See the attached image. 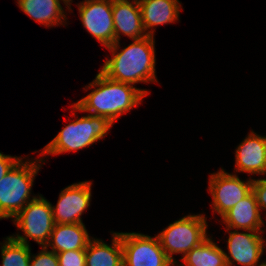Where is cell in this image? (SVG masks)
<instances>
[{
  "label": "cell",
  "instance_id": "1",
  "mask_svg": "<svg viewBox=\"0 0 266 266\" xmlns=\"http://www.w3.org/2000/svg\"><path fill=\"white\" fill-rule=\"evenodd\" d=\"M91 88L94 89L89 94L71 105L72 116H76L78 111L86 112L105 117L114 124L120 116L140 105L143 98L149 95L148 90L109 79L101 71L84 90Z\"/></svg>",
  "mask_w": 266,
  "mask_h": 266
},
{
  "label": "cell",
  "instance_id": "2",
  "mask_svg": "<svg viewBox=\"0 0 266 266\" xmlns=\"http://www.w3.org/2000/svg\"><path fill=\"white\" fill-rule=\"evenodd\" d=\"M120 42L107 49L111 58H107L101 72L109 79L135 86L137 83L158 82L156 77L155 39L152 35L133 40L131 44L119 50Z\"/></svg>",
  "mask_w": 266,
  "mask_h": 266
},
{
  "label": "cell",
  "instance_id": "3",
  "mask_svg": "<svg viewBox=\"0 0 266 266\" xmlns=\"http://www.w3.org/2000/svg\"><path fill=\"white\" fill-rule=\"evenodd\" d=\"M25 158H21L0 180V219H13L38 196L31 197L32 186L45 162L40 157L35 160Z\"/></svg>",
  "mask_w": 266,
  "mask_h": 266
},
{
  "label": "cell",
  "instance_id": "4",
  "mask_svg": "<svg viewBox=\"0 0 266 266\" xmlns=\"http://www.w3.org/2000/svg\"><path fill=\"white\" fill-rule=\"evenodd\" d=\"M75 119H71V122L45 145L40 153L43 161L46 155H58L85 149L103 139L113 126L107 118L102 116L87 114Z\"/></svg>",
  "mask_w": 266,
  "mask_h": 266
},
{
  "label": "cell",
  "instance_id": "5",
  "mask_svg": "<svg viewBox=\"0 0 266 266\" xmlns=\"http://www.w3.org/2000/svg\"><path fill=\"white\" fill-rule=\"evenodd\" d=\"M207 224L205 215L188 214L157 234L161 247L174 264L178 263L174 254H182L184 257L209 236Z\"/></svg>",
  "mask_w": 266,
  "mask_h": 266
},
{
  "label": "cell",
  "instance_id": "6",
  "mask_svg": "<svg viewBox=\"0 0 266 266\" xmlns=\"http://www.w3.org/2000/svg\"><path fill=\"white\" fill-rule=\"evenodd\" d=\"M13 223L24 235H10L20 243L30 245L28 239L45 247L50 239L55 222L52 204L41 194L31 200L14 218Z\"/></svg>",
  "mask_w": 266,
  "mask_h": 266
},
{
  "label": "cell",
  "instance_id": "7",
  "mask_svg": "<svg viewBox=\"0 0 266 266\" xmlns=\"http://www.w3.org/2000/svg\"><path fill=\"white\" fill-rule=\"evenodd\" d=\"M123 266H175L161 247L157 235L121 232Z\"/></svg>",
  "mask_w": 266,
  "mask_h": 266
},
{
  "label": "cell",
  "instance_id": "8",
  "mask_svg": "<svg viewBox=\"0 0 266 266\" xmlns=\"http://www.w3.org/2000/svg\"><path fill=\"white\" fill-rule=\"evenodd\" d=\"M252 184L253 178L243 181L236 173H228L223 168L209 175L208 191L213 199L212 212L222 217L252 191Z\"/></svg>",
  "mask_w": 266,
  "mask_h": 266
},
{
  "label": "cell",
  "instance_id": "9",
  "mask_svg": "<svg viewBox=\"0 0 266 266\" xmlns=\"http://www.w3.org/2000/svg\"><path fill=\"white\" fill-rule=\"evenodd\" d=\"M225 230L229 233L227 239L228 253L224 252L227 266H234V263L242 266H263L265 264V261L260 263L266 248V241L262 236L264 231Z\"/></svg>",
  "mask_w": 266,
  "mask_h": 266
},
{
  "label": "cell",
  "instance_id": "10",
  "mask_svg": "<svg viewBox=\"0 0 266 266\" xmlns=\"http://www.w3.org/2000/svg\"><path fill=\"white\" fill-rule=\"evenodd\" d=\"M83 27L108 48L114 44L112 0H84L76 4Z\"/></svg>",
  "mask_w": 266,
  "mask_h": 266
},
{
  "label": "cell",
  "instance_id": "11",
  "mask_svg": "<svg viewBox=\"0 0 266 266\" xmlns=\"http://www.w3.org/2000/svg\"><path fill=\"white\" fill-rule=\"evenodd\" d=\"M92 181L71 184L61 190L52 213L55 224L83 223L82 214L89 208L91 202Z\"/></svg>",
  "mask_w": 266,
  "mask_h": 266
},
{
  "label": "cell",
  "instance_id": "12",
  "mask_svg": "<svg viewBox=\"0 0 266 266\" xmlns=\"http://www.w3.org/2000/svg\"><path fill=\"white\" fill-rule=\"evenodd\" d=\"M235 172L266 176V136L254 131L236 147Z\"/></svg>",
  "mask_w": 266,
  "mask_h": 266
},
{
  "label": "cell",
  "instance_id": "13",
  "mask_svg": "<svg viewBox=\"0 0 266 266\" xmlns=\"http://www.w3.org/2000/svg\"><path fill=\"white\" fill-rule=\"evenodd\" d=\"M114 43L120 42L121 35L132 40L147 36L142 24L138 0H112Z\"/></svg>",
  "mask_w": 266,
  "mask_h": 266
},
{
  "label": "cell",
  "instance_id": "14",
  "mask_svg": "<svg viewBox=\"0 0 266 266\" xmlns=\"http://www.w3.org/2000/svg\"><path fill=\"white\" fill-rule=\"evenodd\" d=\"M255 194L251 191L221 217L225 229L264 231V220L261 216Z\"/></svg>",
  "mask_w": 266,
  "mask_h": 266
},
{
  "label": "cell",
  "instance_id": "15",
  "mask_svg": "<svg viewBox=\"0 0 266 266\" xmlns=\"http://www.w3.org/2000/svg\"><path fill=\"white\" fill-rule=\"evenodd\" d=\"M142 24L147 35L154 36L155 27L179 21V0H138Z\"/></svg>",
  "mask_w": 266,
  "mask_h": 266
},
{
  "label": "cell",
  "instance_id": "16",
  "mask_svg": "<svg viewBox=\"0 0 266 266\" xmlns=\"http://www.w3.org/2000/svg\"><path fill=\"white\" fill-rule=\"evenodd\" d=\"M18 7L32 20L46 27L67 24V12L62 7L63 1L67 10L70 5L65 0H17ZM65 22V23H64Z\"/></svg>",
  "mask_w": 266,
  "mask_h": 266
},
{
  "label": "cell",
  "instance_id": "17",
  "mask_svg": "<svg viewBox=\"0 0 266 266\" xmlns=\"http://www.w3.org/2000/svg\"><path fill=\"white\" fill-rule=\"evenodd\" d=\"M89 236L84 223L77 224H55L46 248L51 247L55 253L86 250Z\"/></svg>",
  "mask_w": 266,
  "mask_h": 266
},
{
  "label": "cell",
  "instance_id": "18",
  "mask_svg": "<svg viewBox=\"0 0 266 266\" xmlns=\"http://www.w3.org/2000/svg\"><path fill=\"white\" fill-rule=\"evenodd\" d=\"M111 233L110 245L94 237L89 241L85 250L86 266H123L121 232Z\"/></svg>",
  "mask_w": 266,
  "mask_h": 266
},
{
  "label": "cell",
  "instance_id": "19",
  "mask_svg": "<svg viewBox=\"0 0 266 266\" xmlns=\"http://www.w3.org/2000/svg\"><path fill=\"white\" fill-rule=\"evenodd\" d=\"M224 252L208 236L203 242L181 258L183 264L177 263L175 266H227Z\"/></svg>",
  "mask_w": 266,
  "mask_h": 266
},
{
  "label": "cell",
  "instance_id": "20",
  "mask_svg": "<svg viewBox=\"0 0 266 266\" xmlns=\"http://www.w3.org/2000/svg\"><path fill=\"white\" fill-rule=\"evenodd\" d=\"M6 239V240H5ZM0 243L2 266H29L31 247L8 236Z\"/></svg>",
  "mask_w": 266,
  "mask_h": 266
},
{
  "label": "cell",
  "instance_id": "21",
  "mask_svg": "<svg viewBox=\"0 0 266 266\" xmlns=\"http://www.w3.org/2000/svg\"><path fill=\"white\" fill-rule=\"evenodd\" d=\"M59 266H86L85 250L57 253Z\"/></svg>",
  "mask_w": 266,
  "mask_h": 266
},
{
  "label": "cell",
  "instance_id": "22",
  "mask_svg": "<svg viewBox=\"0 0 266 266\" xmlns=\"http://www.w3.org/2000/svg\"><path fill=\"white\" fill-rule=\"evenodd\" d=\"M29 266H59L57 253L41 247L38 254L31 253Z\"/></svg>",
  "mask_w": 266,
  "mask_h": 266
},
{
  "label": "cell",
  "instance_id": "23",
  "mask_svg": "<svg viewBox=\"0 0 266 266\" xmlns=\"http://www.w3.org/2000/svg\"><path fill=\"white\" fill-rule=\"evenodd\" d=\"M252 191L255 194L260 212L266 210V178L253 179Z\"/></svg>",
  "mask_w": 266,
  "mask_h": 266
},
{
  "label": "cell",
  "instance_id": "24",
  "mask_svg": "<svg viewBox=\"0 0 266 266\" xmlns=\"http://www.w3.org/2000/svg\"><path fill=\"white\" fill-rule=\"evenodd\" d=\"M22 157L5 155L3 152H0V180L3 178L13 166L21 159Z\"/></svg>",
  "mask_w": 266,
  "mask_h": 266
},
{
  "label": "cell",
  "instance_id": "25",
  "mask_svg": "<svg viewBox=\"0 0 266 266\" xmlns=\"http://www.w3.org/2000/svg\"><path fill=\"white\" fill-rule=\"evenodd\" d=\"M65 1L70 5V10L68 12H71L72 11L71 4L73 0H65Z\"/></svg>",
  "mask_w": 266,
  "mask_h": 266
}]
</instances>
